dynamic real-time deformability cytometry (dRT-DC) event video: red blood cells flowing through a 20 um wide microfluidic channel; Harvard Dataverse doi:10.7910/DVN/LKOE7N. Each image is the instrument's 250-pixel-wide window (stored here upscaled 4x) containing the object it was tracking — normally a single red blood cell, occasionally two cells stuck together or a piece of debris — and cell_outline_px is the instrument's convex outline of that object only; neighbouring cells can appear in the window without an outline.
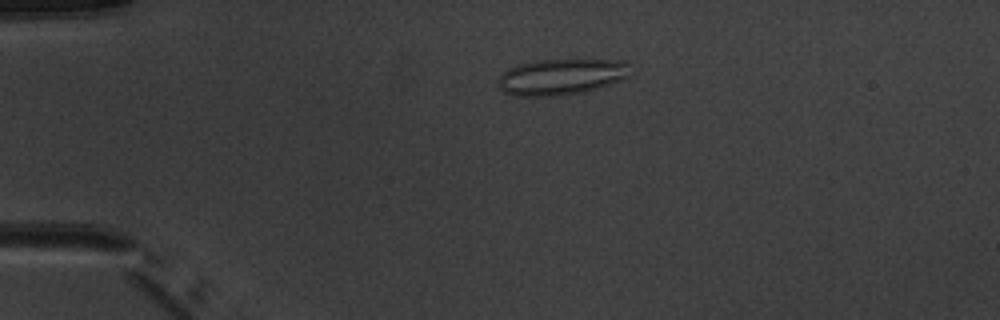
{"species": "common noctule bat (a hibernating species)", "species_latin": "Nyctalus noctula", "temperature_condition": "warm", "stored_images_in_passage": 5, "camera_frame_rate_fps": 3000, "um_per_image_px": 0.085, "animal": {"sex": "male", "body_mass_g": 20.1, "forearm_length_mm": 53.5}, "frame": {"image": 1, "passage_image": 4, "time_ms": 3.667, "image_size_px": [1000, 320], "cell_outline_px": [[632, 64], [628, 76], [600, 88], [584, 92], [560, 96], [512, 96], [504, 92], [500, 88], [496, 80], [500, 72], [516, 64], [536, 60], [628, 60]], "centroid_in_image_um": [47.67, 6.52], "position_along_channel_um": 37.3, "area_um2": 28.38}}